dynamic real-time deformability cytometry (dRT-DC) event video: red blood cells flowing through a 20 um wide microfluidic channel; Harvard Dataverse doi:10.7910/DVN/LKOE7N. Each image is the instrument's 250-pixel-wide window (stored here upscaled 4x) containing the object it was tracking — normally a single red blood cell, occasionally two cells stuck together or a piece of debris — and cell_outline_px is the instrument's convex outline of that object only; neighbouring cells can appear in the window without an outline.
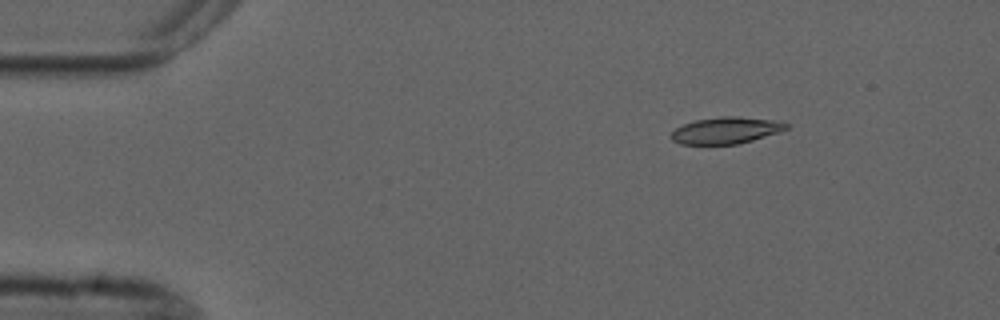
{"species": "common noctule bat (a hibernating species)", "species_latin": "Nyctalus noctula", "temperature_condition": "cold", "stored_images_in_passage": 5, "camera_frame_rate_fps": 3000, "um_per_image_px": 0.085, "animal": {"sex": "male", "forearm_length_mm": 52.5}, "frame": {"image": 1, "passage_image": 5, "time_ms": 4.667, "image_size_px": [1000, 320], "cell_outline_px": [[788, 128], [780, 132], [752, 140], [736, 144], [680, 144], [672, 140], [672, 132], [676, 128], [684, 124], [696, 120], [724, 116], [740, 116], [780, 120], [788, 124]], "centroid_in_image_um": [61.76, 11.07], "position_along_channel_um": 23.2, "area_um2": 17.86}}